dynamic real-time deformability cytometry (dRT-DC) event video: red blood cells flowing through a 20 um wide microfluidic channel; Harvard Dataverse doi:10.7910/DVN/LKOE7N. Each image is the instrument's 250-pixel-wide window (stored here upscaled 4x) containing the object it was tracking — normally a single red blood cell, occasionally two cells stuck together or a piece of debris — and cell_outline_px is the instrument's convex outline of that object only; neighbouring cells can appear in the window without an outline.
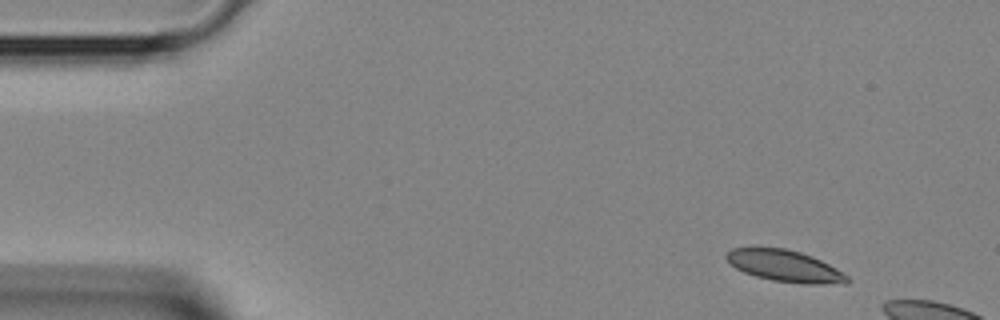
{"species": "Egyptian fruit bat (a non-hibernating species)", "species_latin": "Rousettus aegyptiacus", "temperature_condition": "room temperature", "stored_images_in_passage": 3, "camera_frame_rate_fps": 3000, "um_per_image_px": 0.085, "animal": {"sex": "female"}, "frame": {"image": 1, "passage_image": 1, "time_ms": 0.0, "image_size_px": [1000, 320], "cell_outline_px": [[848, 284], [804, 284], [772, 280], [756, 276], [744, 272], [736, 268], [724, 256], [732, 248], [784, 248], [800, 252], [812, 256], [836, 268], [848, 276]], "centroid_in_image_um": [66.74, 22.62], "position_along_channel_um": 18.3, "area_um2": 22.02}}